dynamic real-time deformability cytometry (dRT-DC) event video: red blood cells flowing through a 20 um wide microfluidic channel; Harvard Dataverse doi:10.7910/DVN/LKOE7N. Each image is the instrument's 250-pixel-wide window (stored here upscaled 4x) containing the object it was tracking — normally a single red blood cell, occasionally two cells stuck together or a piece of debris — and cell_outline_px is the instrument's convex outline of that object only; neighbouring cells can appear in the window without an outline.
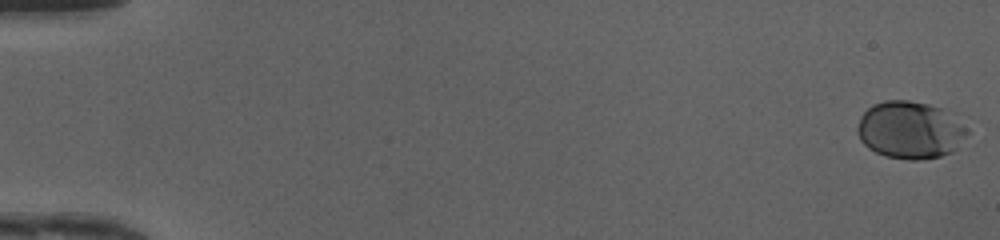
{"species": "human", "species_latin": "Homo sapiens", "temperature_condition": "cold", "stored_images_in_passage": 50, "camera_frame_rate_fps": 3000, "um_per_image_px": 0.085, "donor": {"sex": "female"}, "frame": {"image": 1, "passage_image": 1, "time_ms": 0.0, "image_size_px": [1000, 240], "cell_outline_px": [[968, 132], [952, 152], [940, 156], [920, 160], [912, 160], [888, 156], [876, 152], [868, 148], [860, 140], [856, 132], [856, 128], [860, 116], [872, 104], [884, 100], [908, 100], [928, 104], [940, 108], [964, 128]], "centroid_in_image_um": [77.26, 11.05], "position_along_channel_um": 7.7, "area_um2": 36.13}}
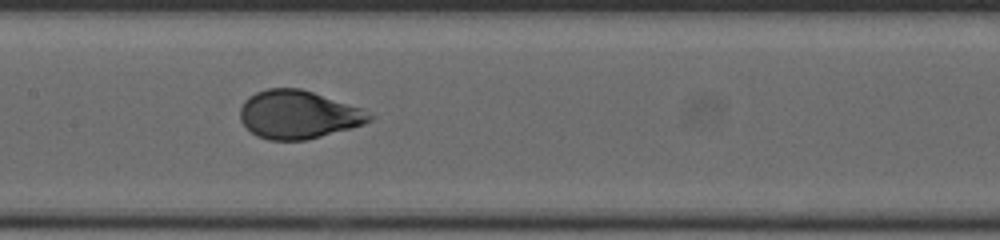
{"frame": {"image": 2, "passage_image": 26, "time_ms": 8.333, "image_size_px": [1000, 240], "cell_outline_px": [[372, 120], [364, 124], [352, 128], [308, 140], [268, 140], [256, 136], [240, 120], [240, 108], [244, 100], [248, 96], [256, 92], [268, 88], [300, 88], [360, 108], [372, 116]], "centroid_in_image_um": [25.31, 9.75], "position_along_channel_um": 182.1, "area_um2": 36.18}}
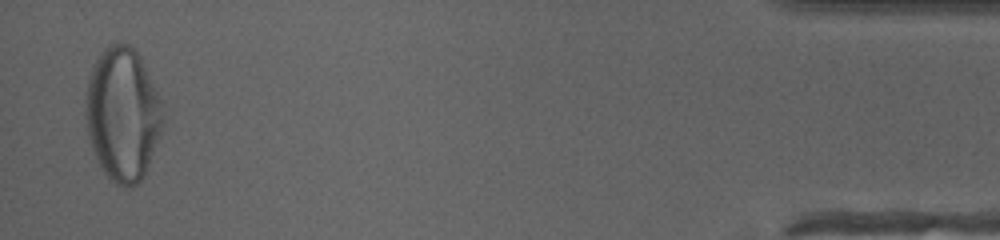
{"frame": {"image": 3, "passage_image": 49, "time_ms": 16.0, "image_size_px": [1000, 240], "cell_outline_px": [[164, 120], [160, 132], [144, 176], [132, 188], [124, 188], [116, 184], [104, 172], [92, 148], [88, 136], [84, 116], [84, 112], [88, 80], [92, 68], [96, 60], [104, 48], [112, 44], [132, 44], [140, 56], [160, 100]], "centroid_in_image_um": [10.4, 9.71], "position_along_channel_um": 424.8, "area_um2": 59.65}, "authors_computed_cell_mechanics": {"area_um2": 36.2984, "velocity_mm_per_s": 4.1728, "shape_relaxation_time_tau1_ms": 4.0447, "shape_relaxation_time_tau2_ms": null, "deformation_change_tau1": 0.1738, "deformation_change_tau2": null}}